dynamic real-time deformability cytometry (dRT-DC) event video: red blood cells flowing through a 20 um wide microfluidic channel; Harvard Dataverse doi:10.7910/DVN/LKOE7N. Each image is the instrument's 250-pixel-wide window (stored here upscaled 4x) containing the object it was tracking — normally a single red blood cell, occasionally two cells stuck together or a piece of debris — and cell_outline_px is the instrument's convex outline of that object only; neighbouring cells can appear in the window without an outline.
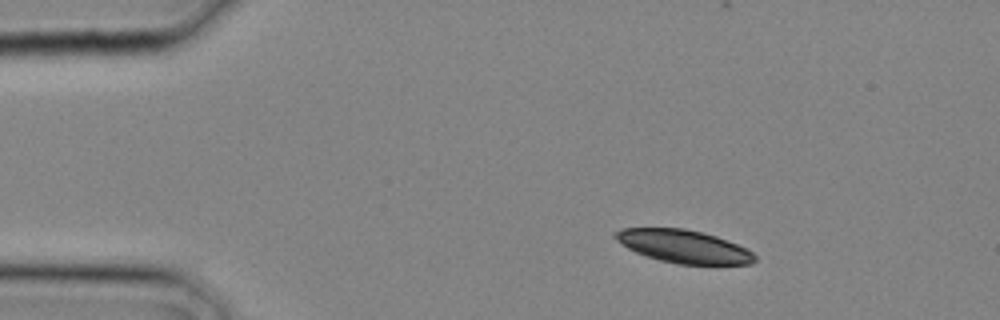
{"species": "common noctule bat (a hibernating species)", "species_latin": "Nyctalus noctula", "temperature_condition": "cold", "stored_images_in_passage": 17, "camera_frame_rate_fps": 3000, "um_per_image_px": 0.085, "animal": {"sex": "male", "body_mass_g": 20.4}, "frame": {"image": 1, "passage_image": 4, "time_ms": 1.0, "image_size_px": [1000, 320], "cell_outline_px": [[756, 260], [752, 264], [676, 264], [660, 260], [636, 252], [628, 248], [616, 240], [612, 236], [612, 232], [624, 228], [684, 228], [716, 236], [748, 248], [756, 256]], "centroid_in_image_um": [58.11, 20.94], "position_along_channel_um": 26.9, "area_um2": 26.76}}
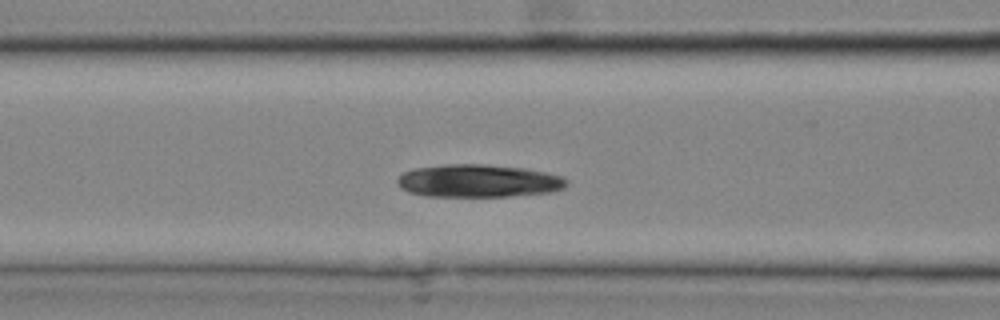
{"frame": {"image": 2, "passage_image": 11, "time_ms": 3.333, "image_size_px": [1000, 320], "cell_outline_px": [[568, 184], [564, 188], [548, 192], [508, 196], [424, 196], [408, 192], [400, 188], [396, 180], [404, 172], [416, 168], [444, 164], [484, 164], [524, 168], [544, 172], [560, 176], [568, 180]], "centroid_in_image_um": [40.63, 15.37], "position_along_channel_um": 126.0, "area_um2": 32.25}}
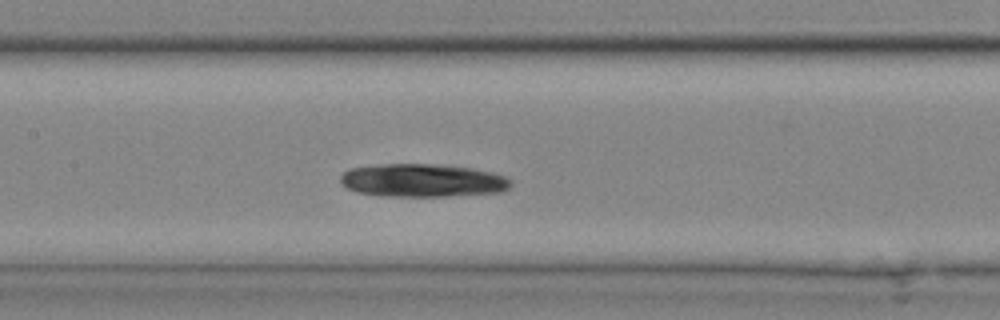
{"frame": {"image": 3, "passage_image": 13, "time_ms": 4.0, "image_size_px": [1000, 320], "cell_outline_px": [[512, 184], [504, 192], [448, 196], [380, 196], [356, 192], [340, 184], [340, 176], [344, 172], [352, 168], [384, 164], [428, 164], [472, 168], [492, 172], [504, 176], [512, 180]], "centroid_in_image_um": [35.93, 15.35], "position_along_channel_um": 171.5, "area_um2": 32.95}}